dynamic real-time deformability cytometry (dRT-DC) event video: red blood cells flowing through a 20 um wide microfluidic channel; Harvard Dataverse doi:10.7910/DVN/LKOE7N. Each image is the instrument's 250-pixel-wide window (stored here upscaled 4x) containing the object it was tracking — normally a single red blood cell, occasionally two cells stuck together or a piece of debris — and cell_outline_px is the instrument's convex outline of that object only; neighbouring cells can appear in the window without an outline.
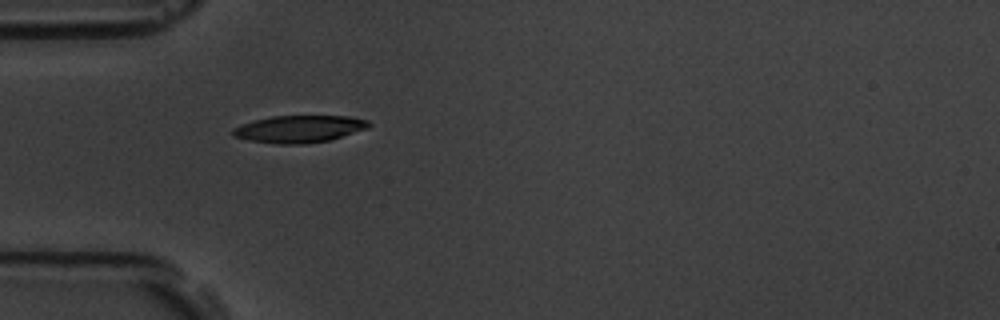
{"species": "common noctule bat (a hibernating species)", "species_latin": "Nyctalus noctula", "temperature_condition": "room temperature", "stored_images_in_passage": 2, "camera_frame_rate_fps": 3000, "um_per_image_px": 0.085, "animal": {"sex": "male", "body_mass_g": 19.5, "forearm_length_mm": 54.6}, "frame": {"image": 1, "passage_image": 1, "time_ms": 0.0, "image_size_px": [1000, 320], "cell_outline_px": [[372, 124], [368, 128], [328, 140], [304, 144], [280, 144], [252, 140], [232, 136], [232, 128], [256, 120], [272, 116], [348, 116], [368, 120]], "centroid_in_image_um": [25.46, 10.95], "position_along_channel_um": 59.5, "area_um2": 21.21}}
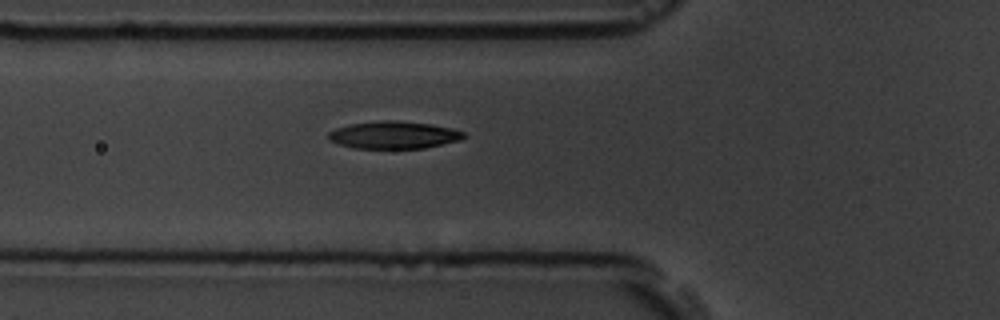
{"frame": {"image": 2, "passage_image": 2, "time_ms": 1.0, "image_size_px": [1000, 320], "cell_outline_px": [[464, 136], [460, 140], [424, 148], [352, 148], [328, 140], [328, 132], [336, 128], [352, 124], [384, 120], [396, 120], [428, 124], [452, 128], [464, 132]], "centroid_in_image_um": [33.45, 11.47], "position_along_channel_um": 92.4, "area_um2": 21.39}}